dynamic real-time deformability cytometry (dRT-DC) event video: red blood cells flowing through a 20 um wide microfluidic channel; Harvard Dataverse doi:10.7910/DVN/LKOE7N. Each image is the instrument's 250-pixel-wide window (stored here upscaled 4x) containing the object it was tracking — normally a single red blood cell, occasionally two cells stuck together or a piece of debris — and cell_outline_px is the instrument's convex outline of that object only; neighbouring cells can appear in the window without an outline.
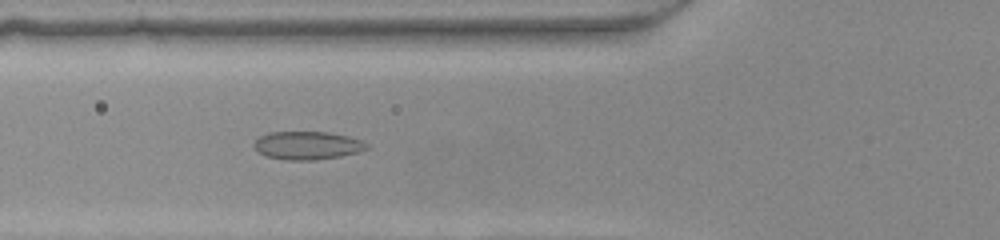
{"species": "common noctule bat (a hibernating species)", "species_latin": "Nyctalus noctula", "temperature_condition": "warm", "stored_images_in_passage": 43, "camera_frame_rate_fps": 3000, "um_per_image_px": 0.085, "animal": {"sex": "female", "body_mass_g": 22.0, "forearm_length_mm": 56.7}, "frame": {"image": 1, "passage_image": 17, "time_ms": 5.333, "image_size_px": [1000, 240], "cell_outline_px": [[372, 148], [360, 152], [340, 156], [312, 160], [284, 160], [264, 156], [252, 144], [260, 136], [268, 132], [328, 132], [348, 136], [360, 140], [368, 144]], "centroid_in_image_um": [26.15, 12.36], "position_along_channel_um": 99.7, "area_um2": 18.61}}
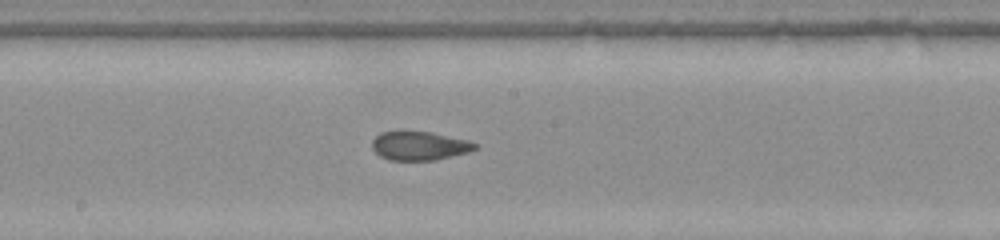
{"frame": {"image": 2, "passage_image": 25, "time_ms": 8.0, "image_size_px": [1000, 240], "cell_outline_px": [[480, 144], [476, 148], [468, 152], [436, 160], [388, 160], [380, 156], [372, 148], [372, 140], [380, 132], [396, 128], [432, 132], [468, 140]], "centroid_in_image_um": [35.61, 12.34], "position_along_channel_um": 212.6, "area_um2": 17.98}}
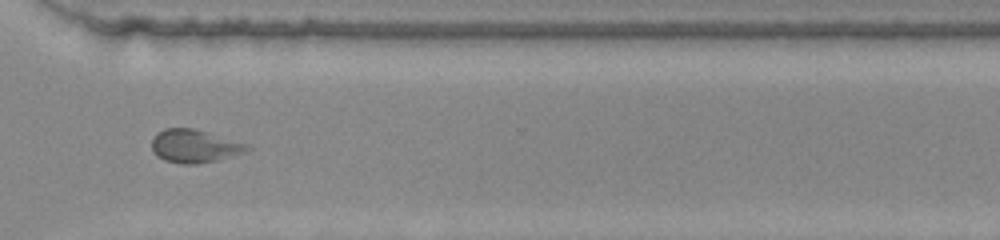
{"frame": {"image": 3, "passage_image": 35, "time_ms": 11.333, "image_size_px": [1000, 240], "cell_outline_px": [[252, 148], [244, 152], [216, 160], [196, 164], [180, 164], [164, 160], [156, 156], [152, 148], [152, 136], [156, 132], [164, 128], [192, 128], [208, 132], [248, 144]], "centroid_in_image_um": [16.49, 12.41], "position_along_channel_um": 354.1, "area_um2": 18.44}}